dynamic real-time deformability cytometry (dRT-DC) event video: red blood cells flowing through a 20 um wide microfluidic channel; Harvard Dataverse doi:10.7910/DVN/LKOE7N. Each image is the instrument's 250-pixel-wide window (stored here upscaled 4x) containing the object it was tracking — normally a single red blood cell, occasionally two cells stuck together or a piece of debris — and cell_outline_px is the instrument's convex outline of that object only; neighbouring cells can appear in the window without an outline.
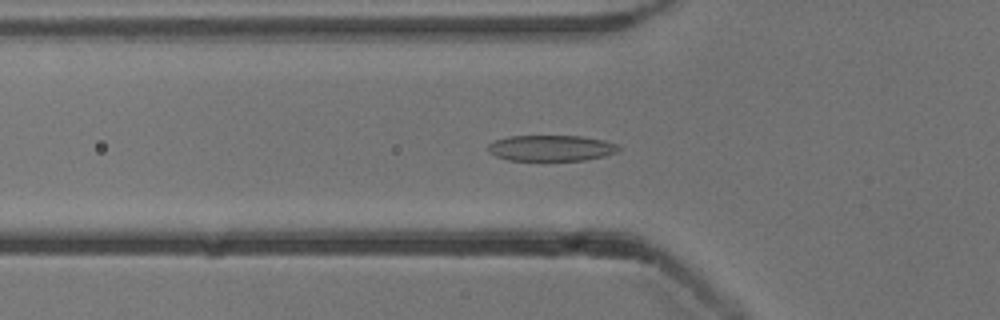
{"species": "common noctule bat (a hibernating species)", "species_latin": "Nyctalus noctula", "temperature_condition": "cold", "stored_images_in_passage": 50, "camera_frame_rate_fps": 3000, "um_per_image_px": 0.085, "animal": {"sex": "male", "body_mass_g": 13.3}, "frame": {"image": 1, "passage_image": 15, "time_ms": 4.667, "image_size_px": [1000, 320], "cell_outline_px": [[620, 148], [616, 152], [604, 156], [584, 160], [508, 160], [496, 156], [488, 152], [488, 144], [496, 140], [508, 136], [580, 136], [604, 140], [616, 144]], "centroid_in_image_um": [46.83, 12.58], "position_along_channel_um": 79.0, "area_um2": 19.59}}
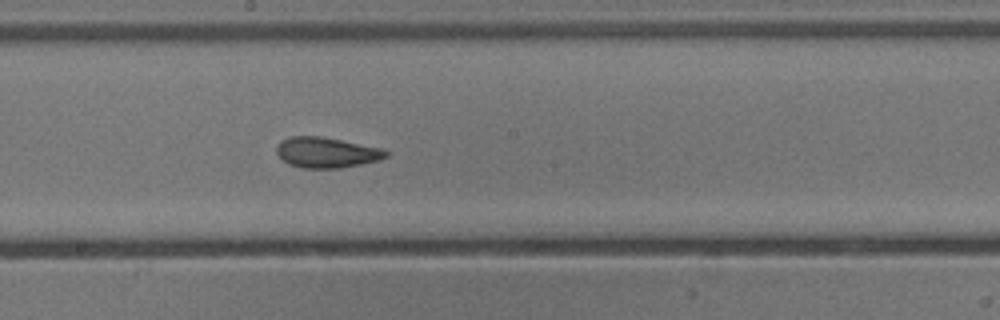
{"frame": {"image": 2, "passage_image": 26, "time_ms": 8.333, "image_size_px": [1000, 320], "cell_outline_px": [[388, 156], [380, 160], [340, 168], [300, 168], [288, 164], [276, 152], [276, 144], [280, 140], [292, 136], [320, 136], [384, 148], [388, 152]], "centroid_in_image_um": [27.75, 12.96], "position_along_channel_um": 220.4, "area_um2": 19.59}}
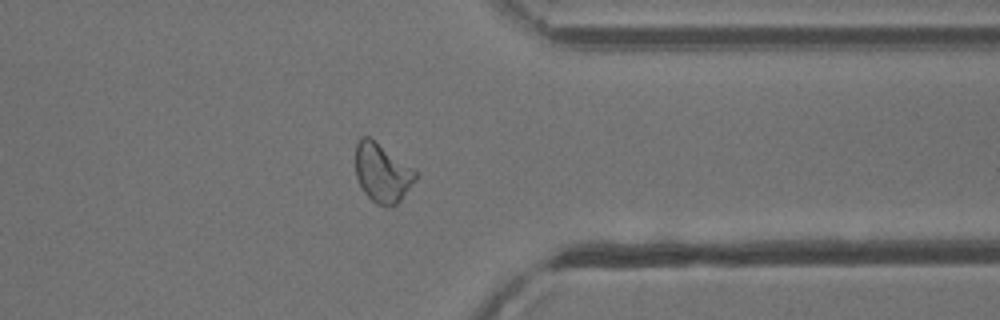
{"frame": {"image": 3, "passage_image": 39, "time_ms": 12.667, "image_size_px": [1000, 320], "cell_outline_px": [[416, 180], [400, 200], [392, 208], [376, 204], [364, 192], [356, 176], [356, 144], [360, 136], [368, 136], [416, 168]], "centroid_in_image_um": [32.51, 14.68], "position_along_channel_um": 378.9, "area_um2": 20.75}, "authors_computed_cell_mechanics": {"area_um2": 20.2011, "velocity_mm_per_s": 3.827, "shape_relaxation_time_tau1_ms": 4.6919, "shape_relaxation_time_tau2_ms": 1.6397, "deformation_change_tau1": 0.1563, "deformation_change_tau2": 0.0925}}